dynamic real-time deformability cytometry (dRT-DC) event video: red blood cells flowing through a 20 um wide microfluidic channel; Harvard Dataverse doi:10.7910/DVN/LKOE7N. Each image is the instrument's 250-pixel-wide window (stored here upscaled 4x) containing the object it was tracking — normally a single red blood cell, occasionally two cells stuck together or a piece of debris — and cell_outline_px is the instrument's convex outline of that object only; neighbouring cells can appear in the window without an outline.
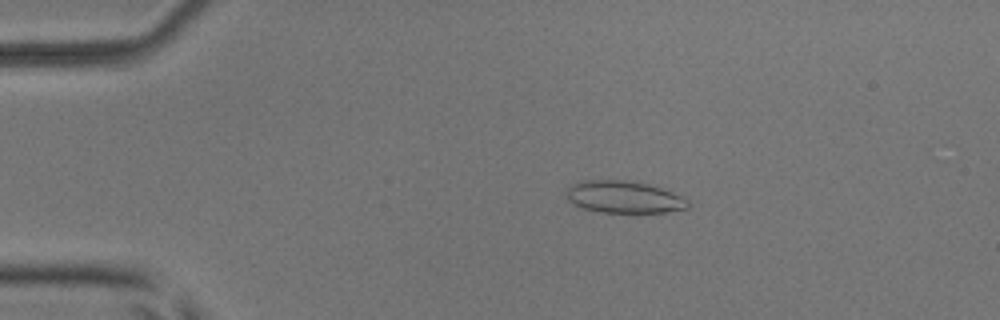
{"species": "common noctule bat (a hibernating species)", "species_latin": "Nyctalus noctula", "temperature_condition": "room temperature", "stored_images_in_passage": 52, "camera_frame_rate_fps": 3000, "um_per_image_px": 0.085, "animal": {"sex": "male", "body_mass_g": 17.9, "forearm_length_mm": 54.2}, "frame": {"image": 1, "passage_image": 11, "time_ms": 3.333, "image_size_px": [1000, 320], "cell_outline_px": [[688, 208], [664, 212], [600, 212], [580, 208], [572, 204], [568, 200], [568, 188], [572, 184], [580, 180], [632, 180], [648, 184], [688, 196]], "centroid_in_image_um": [53.07, 16.74], "position_along_channel_um": 31.9, "area_um2": 23.06}}
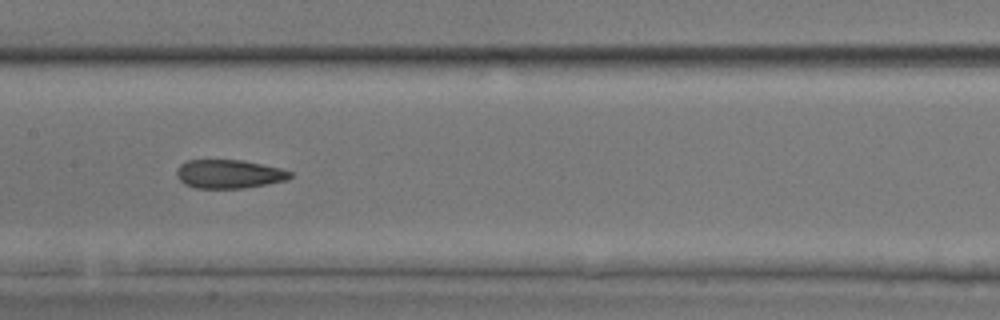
{"frame": {"image": 2, "passage_image": 27, "time_ms": 8.667, "image_size_px": [1000, 320], "cell_outline_px": [[292, 176], [284, 180], [244, 188], [196, 188], [184, 184], [176, 176], [176, 172], [180, 164], [188, 160], [240, 160], [280, 168], [292, 172]], "centroid_in_image_um": [19.41, 14.79], "position_along_channel_um": 188.0, "area_um2": 18.73}}
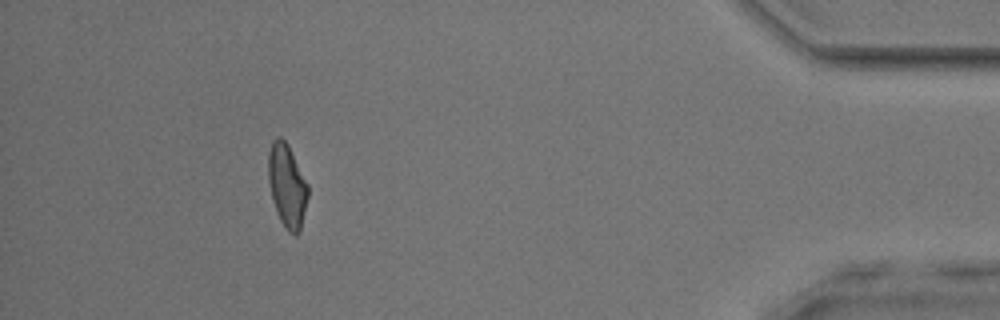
{"frame": {"image": 3, "passage_image": 48, "time_ms": 15.667, "image_size_px": [1000, 320], "cell_outline_px": [[308, 196], [300, 232], [296, 236], [288, 232], [280, 220], [272, 200], [268, 180], [268, 152], [272, 140], [276, 136], [280, 136], [288, 144], [308, 184]], "centroid_in_image_um": [24.39, 15.77], "position_along_channel_um": 410.8, "area_um2": 19.42}, "authors_computed_cell_mechanics": {"area_um2": 19.5364, "velocity_mm_per_s": 3.9771, "shape_relaxation_time_tau1_ms": null, "shape_relaxation_time_tau2_ms": 2.3757, "deformation_change_tau1": null, "deformation_change_tau2": 0.1119}}